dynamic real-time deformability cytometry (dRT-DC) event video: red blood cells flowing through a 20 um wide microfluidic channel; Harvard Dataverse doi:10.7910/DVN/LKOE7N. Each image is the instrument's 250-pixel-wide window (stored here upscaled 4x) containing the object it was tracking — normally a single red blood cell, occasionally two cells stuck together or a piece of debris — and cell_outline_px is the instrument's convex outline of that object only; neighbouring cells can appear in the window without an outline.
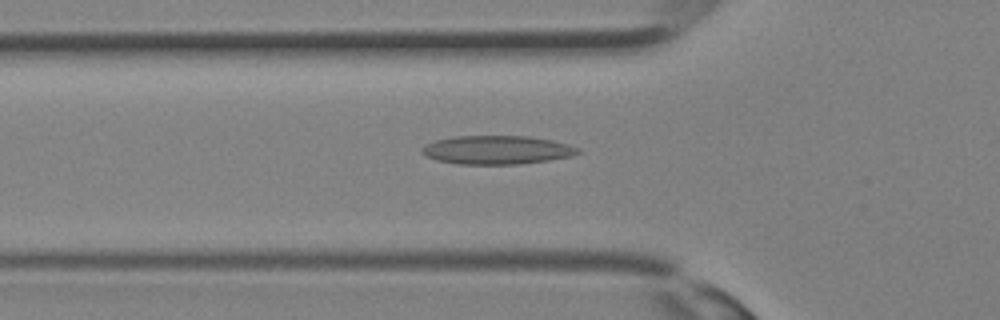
{"species": "Egyptian fruit bat (a non-hibernating species)", "species_latin": "Rousettus aegyptiacus", "temperature_condition": "room temperature", "stored_images_in_passage": 29, "segment_of_instrument_passage": [1, 2], "camera_frame_rate_fps": 3000, "um_per_image_px": 0.085, "animal": {"sex": "female"}, "frame": {"image": 1, "passage_image": 7, "time_ms": 2.0, "image_size_px": [1000, 320], "cell_outline_px": [[580, 152], [572, 156], [548, 160], [520, 164], [460, 164], [436, 160], [424, 156], [420, 152], [420, 148], [424, 144], [436, 140], [452, 136], [528, 136], [552, 140], [568, 144], [580, 148]], "centroid_in_image_um": [42.2, 12.74], "position_along_channel_um": 83.6, "area_um2": 26.24}}
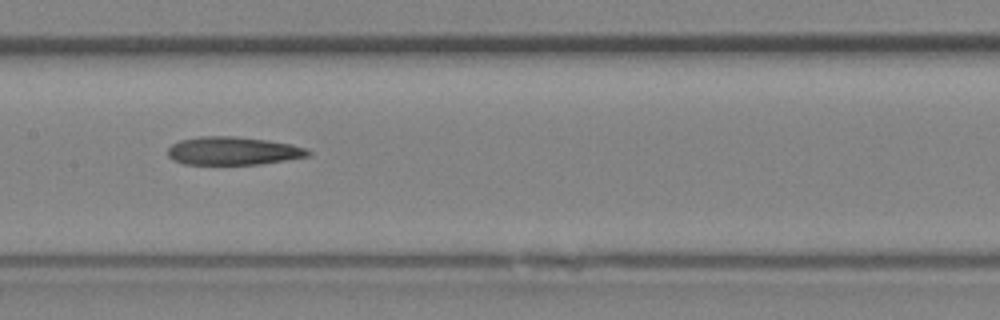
{"frame": {"image": 2, "passage_image": 12, "time_ms": 3.667, "image_size_px": [1000, 320], "cell_outline_px": [[312, 156], [260, 164], [184, 164], [172, 160], [168, 156], [168, 148], [172, 144], [180, 140], [200, 136], [236, 136], [268, 140], [292, 144], [304, 148], [312, 152]], "centroid_in_image_um": [19.82, 12.82], "position_along_channel_um": 187.6, "area_um2": 23.18}}
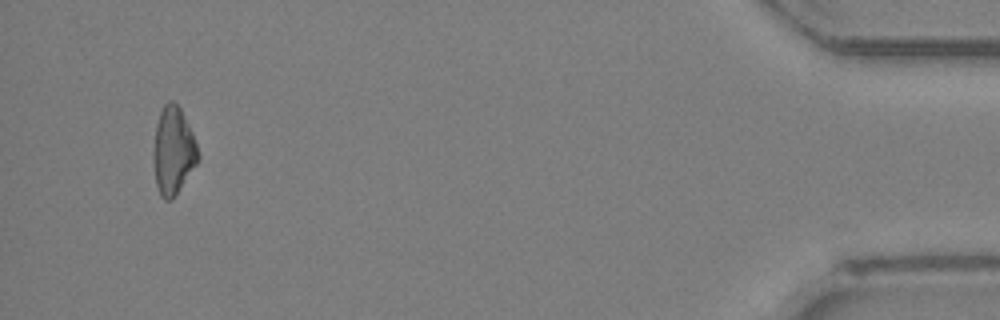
{"frame": {"image": 3, "passage_image": 27, "time_ms": 8.667, "image_size_px": [1000, 320], "cell_outline_px": [[200, 160], [172, 200], [164, 200], [160, 196], [156, 184], [152, 160], [152, 152], [156, 124], [160, 112], [164, 104], [168, 100], [172, 100], [180, 108], [192, 132], [200, 156]], "centroid_in_image_um": [14.71, 12.84], "position_along_channel_um": 420.5, "area_um2": 23.06}}